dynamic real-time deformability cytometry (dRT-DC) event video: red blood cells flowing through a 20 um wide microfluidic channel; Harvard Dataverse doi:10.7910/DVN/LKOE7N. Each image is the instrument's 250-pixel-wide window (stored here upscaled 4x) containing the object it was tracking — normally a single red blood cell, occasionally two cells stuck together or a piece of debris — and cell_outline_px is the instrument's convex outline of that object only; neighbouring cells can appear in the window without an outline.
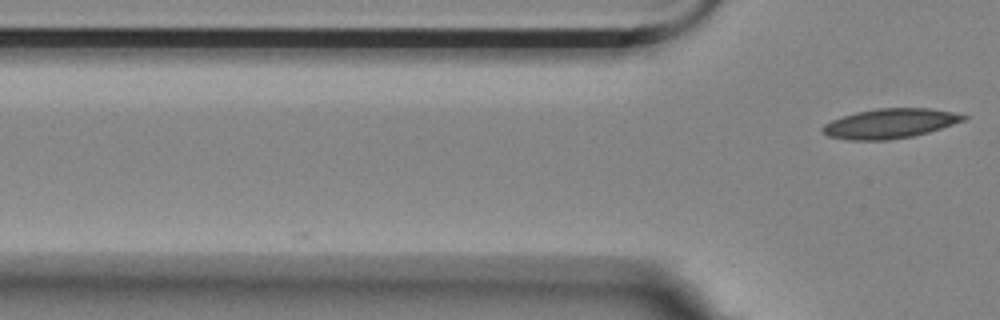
{"species": "Egyptian fruit bat (a non-hibernating species)", "species_latin": "Rousettus aegyptiacus", "temperature_condition": "room temperature", "stored_images_in_passage": 3, "camera_frame_rate_fps": 3000, "um_per_image_px": 0.085, "animal": {"sex": "female"}, "frame": {"image": 1, "passage_image": 3, "time_ms": 0.667, "image_size_px": [1000, 320], "cell_outline_px": [[968, 116], [964, 120], [928, 132], [912, 136], [888, 140], [852, 140], [828, 136], [820, 132], [820, 128], [824, 124], [832, 120], [856, 112], [876, 108], [932, 108], [952, 112]], "centroid_in_image_um": [75.6, 10.49], "position_along_channel_um": 50.2, "area_um2": 24.22}}